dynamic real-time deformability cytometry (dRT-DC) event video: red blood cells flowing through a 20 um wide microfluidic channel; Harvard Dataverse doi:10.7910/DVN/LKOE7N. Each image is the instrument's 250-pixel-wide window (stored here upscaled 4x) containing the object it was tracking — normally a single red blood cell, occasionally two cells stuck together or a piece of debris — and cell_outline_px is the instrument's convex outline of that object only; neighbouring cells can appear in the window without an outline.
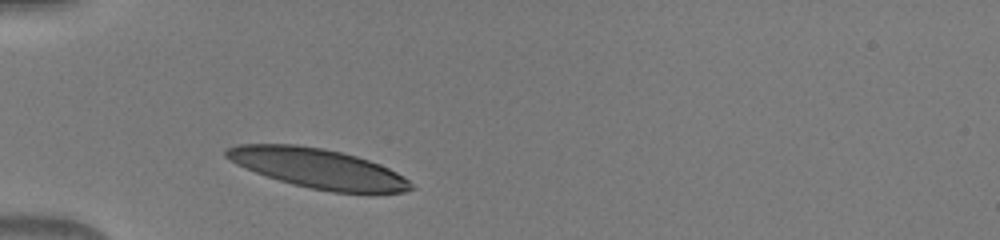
{"species": "human", "species_latin": "Homo sapiens", "temperature_condition": "warm", "stored_images_in_passage": 31, "camera_frame_rate_fps": 3000, "um_per_image_px": 0.085, "donor": {"sex": "male"}, "frame": {"image": 1, "passage_image": 1, "time_ms": 0.0, "image_size_px": [1000, 240], "cell_outline_px": [[416, 188], [404, 192], [332, 192], [308, 188], [292, 184], [256, 172], [236, 164], [224, 156], [224, 152], [228, 148], [236, 144], [296, 144], [324, 148], [356, 156], [380, 164], [404, 176]], "centroid_in_image_um": [27.02, 14.3], "position_along_channel_um": 58.0, "area_um2": 42.37}}
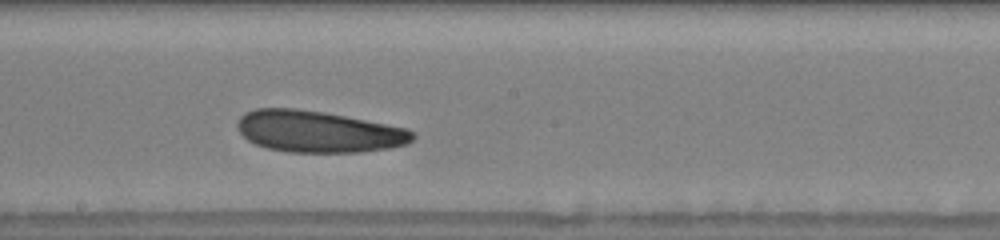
{"frame": {"image": 2, "passage_image": 14, "time_ms": 4.333, "image_size_px": [1000, 240], "cell_outline_px": [[416, 136], [408, 144], [388, 148], [360, 152], [288, 152], [268, 148], [256, 144], [248, 140], [236, 128], [236, 124], [240, 116], [244, 112], [256, 108], [296, 108], [324, 112], [408, 128]], "centroid_in_image_um": [27.04, 11.18], "position_along_channel_um": 221.2, "area_um2": 42.54}}
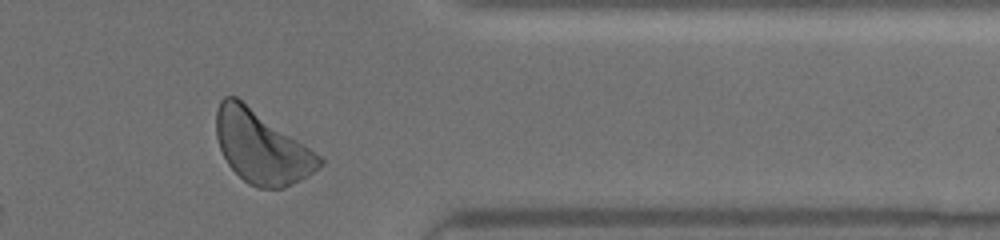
{"frame": {"image": 3, "passage_image": 27, "time_ms": 8.667, "image_size_px": [1000, 240], "cell_outline_px": [[324, 164], [320, 168], [308, 176], [284, 188], [256, 188], [248, 184], [228, 164], [220, 148], [216, 136], [216, 112], [220, 100], [224, 96], [236, 96], [320, 156], [324, 160]], "centroid_in_image_um": [22.21, 12.52], "position_along_channel_um": 389.2, "area_um2": 43.06}}